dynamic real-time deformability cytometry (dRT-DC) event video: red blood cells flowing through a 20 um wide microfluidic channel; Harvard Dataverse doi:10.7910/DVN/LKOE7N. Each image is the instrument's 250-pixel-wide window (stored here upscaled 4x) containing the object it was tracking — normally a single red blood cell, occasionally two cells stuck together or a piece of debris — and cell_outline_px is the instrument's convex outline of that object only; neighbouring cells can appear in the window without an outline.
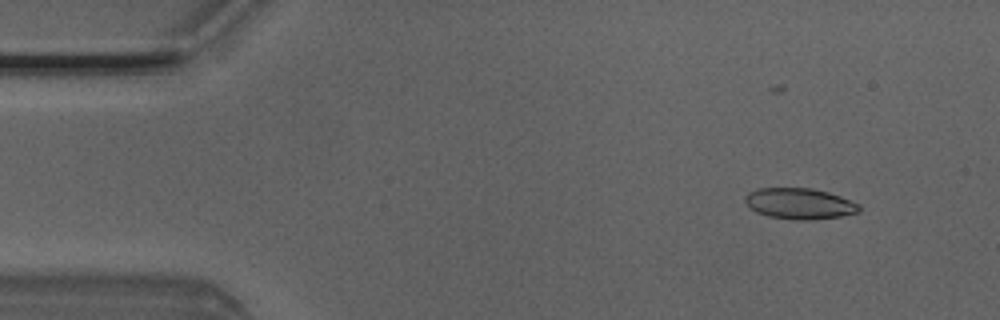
{"species": "Egyptian fruit bat (a non-hibernating species)", "species_latin": "Rousettus aegyptiacus", "temperature_condition": "room temperature", "stored_images_in_passage": 3, "camera_frame_rate_fps": 3000, "um_per_image_px": 0.085, "animal": {"sex": "male"}, "frame": {"image": 1, "passage_image": 1, "time_ms": 0.0, "image_size_px": [1000, 320], "cell_outline_px": [[860, 212], [840, 216], [812, 220], [796, 220], [768, 216], [756, 212], [744, 200], [744, 196], [748, 192], [756, 188], [812, 188], [828, 192], [840, 196], [860, 204]], "centroid_in_image_um": [67.96, 17.3], "position_along_channel_um": 17.0, "area_um2": 20.63}}